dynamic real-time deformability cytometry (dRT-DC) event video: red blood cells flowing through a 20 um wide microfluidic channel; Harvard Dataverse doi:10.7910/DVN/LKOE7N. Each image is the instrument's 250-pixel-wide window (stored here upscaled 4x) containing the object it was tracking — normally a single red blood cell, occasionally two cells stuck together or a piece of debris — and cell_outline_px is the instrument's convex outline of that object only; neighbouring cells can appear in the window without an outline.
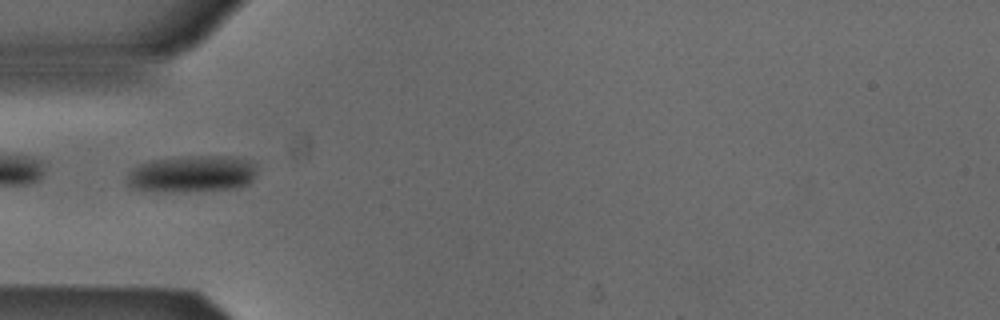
{"species": "Egyptian fruit bat (a non-hibernating species)", "species_latin": "Rousettus aegyptiacus", "temperature_condition": "cold", "stored_images_in_passage": 53, "camera_frame_rate_fps": 3000, "um_per_image_px": 0.085, "animal": {"sex": "male"}, "frame": {"image": 1, "passage_image": 17, "time_ms": 5.333, "image_size_px": [1000, 320], "cell_outline_px": [[256, 172], [252, 180], [248, 184], [236, 188], [172, 192], [132, 188], [128, 184], [128, 172], [132, 168], [140, 164], [152, 160], [192, 156], [224, 156], [248, 160], [256, 164]], "centroid_in_image_um": [16.33, 14.78], "position_along_channel_um": 68.7, "area_um2": 27.57}}
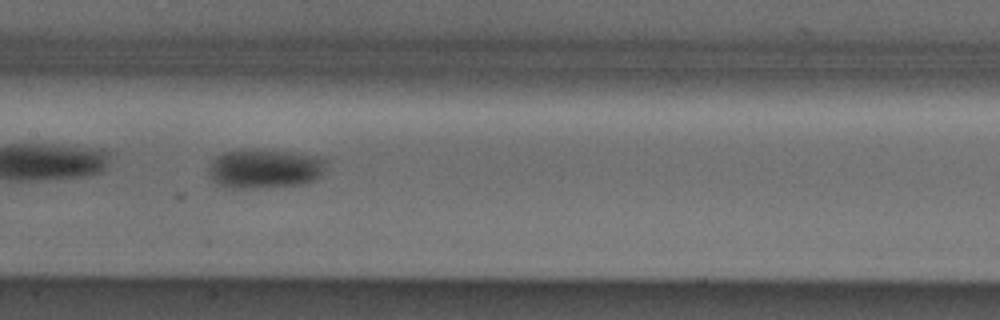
{"frame": {"image": 2, "passage_image": 26, "time_ms": 8.333, "image_size_px": [1000, 320], "cell_outline_px": [[328, 164], [324, 176], [316, 180], [304, 184], [264, 188], [228, 188], [212, 180], [208, 176], [208, 168], [212, 160], [216, 156], [224, 152], [296, 152], [324, 156], [328, 160]], "centroid_in_image_um": [22.63, 14.38], "position_along_channel_um": 184.8, "area_um2": 27.05}}
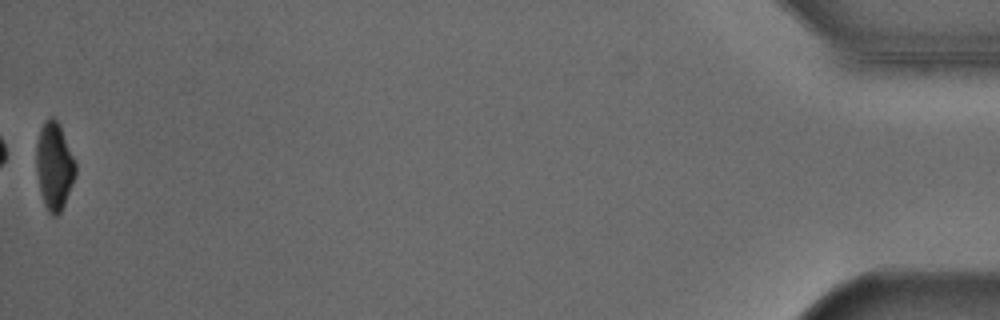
{"frame": {"image": 3, "passage_image": 53, "time_ms": 17.333, "image_size_px": [1000, 320], "cell_outline_px": [[76, 172], [64, 204], [60, 212], [56, 216], [52, 216], [48, 212], [44, 204], [40, 188], [36, 168], [36, 144], [40, 128], [44, 120], [52, 116], [60, 124], [76, 164]], "centroid_in_image_um": [4.6, 14.08], "position_along_channel_um": 430.6, "area_um2": 19.83}, "authors_computed_cell_mechanics": {"area_um2": 26.7036, "velocity_mm_per_s": 3.8733, "shape_relaxation_time_tau1_ms": 3.5054, "shape_relaxation_time_tau2_ms": null, "deformation_change_tau1": 0.101, "deformation_change_tau2": null}}